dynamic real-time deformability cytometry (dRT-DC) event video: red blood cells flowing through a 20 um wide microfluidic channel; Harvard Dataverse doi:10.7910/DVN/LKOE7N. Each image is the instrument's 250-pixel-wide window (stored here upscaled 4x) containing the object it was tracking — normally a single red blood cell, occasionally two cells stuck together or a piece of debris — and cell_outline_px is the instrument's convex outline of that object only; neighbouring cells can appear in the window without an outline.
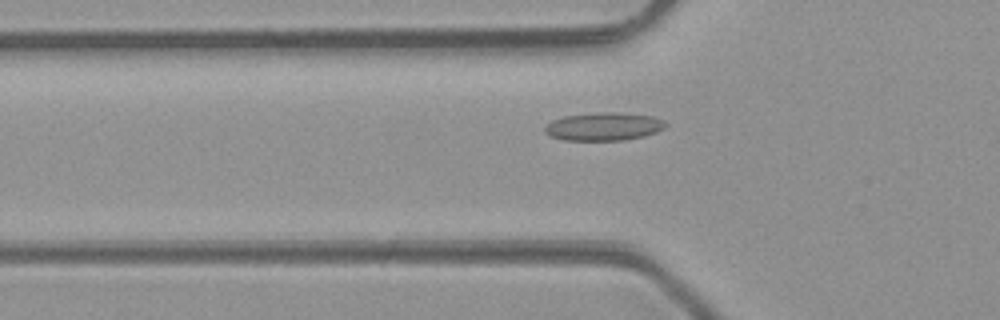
{"species": "common noctule bat (a hibernating species)", "species_latin": "Nyctalus noctula", "temperature_condition": "room temperature", "stored_images_in_passage": 30, "camera_frame_rate_fps": 3000, "um_per_image_px": 0.085, "animal": {"sex": "male", "body_mass_g": 23.1, "forearm_length_mm": 52.7}, "frame": {"image": 1, "passage_image": 2, "time_ms": 0.333, "image_size_px": [1000, 320], "cell_outline_px": [[668, 124], [664, 128], [656, 132], [644, 136], [624, 140], [564, 140], [552, 136], [544, 132], [544, 128], [552, 120], [564, 116], [596, 112], [620, 112], [652, 116], [664, 120]], "centroid_in_image_um": [51.34, 10.74], "position_along_channel_um": 74.5, "area_um2": 19.83}}
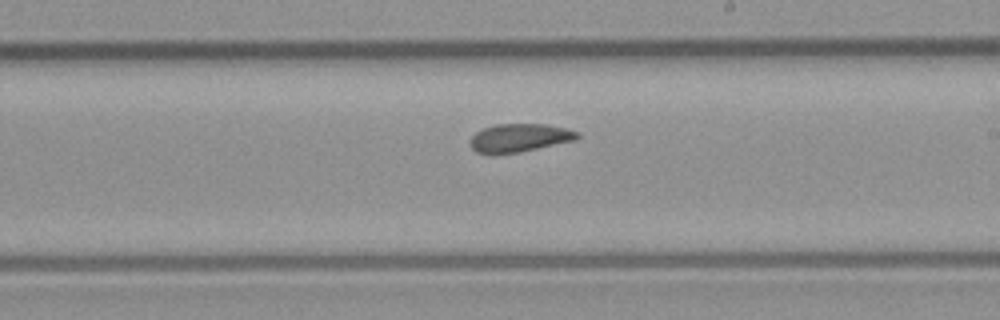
{"frame": {"image": 2, "passage_image": 14, "time_ms": 4.333, "image_size_px": [1000, 320], "cell_outline_px": [[580, 136], [576, 140], [520, 152], [492, 156], [476, 152], [472, 148], [472, 136], [476, 132], [484, 128], [496, 124], [548, 124], [568, 128], [580, 132]], "centroid_in_image_um": [44.19, 11.73], "position_along_channel_um": 244.8, "area_um2": 17.98}}
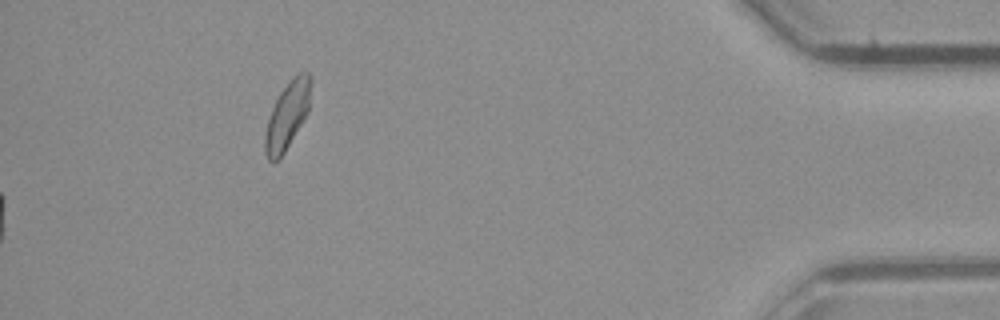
{"frame": {"image": 3, "passage_image": 30, "time_ms": 9.667, "image_size_px": [1000, 320], "cell_outline_px": [[312, 80], [308, 112], [280, 160], [272, 164], [268, 160], [264, 152], [264, 136], [268, 120], [272, 108], [280, 92], [296, 72], [308, 72], [312, 76]], "centroid_in_image_um": [24.42, 9.83], "position_along_channel_um": 410.8, "area_um2": 18.21}, "authors_computed_cell_mechanics": {"area_um2": 17.6579, "velocity_mm_per_s": 4.2273, "shape_relaxation_time_tau1_ms": null, "shape_relaxation_time_tau2_ms": 2.2555, "deformation_change_tau1": null, "deformation_change_tau2": 0.0859}}